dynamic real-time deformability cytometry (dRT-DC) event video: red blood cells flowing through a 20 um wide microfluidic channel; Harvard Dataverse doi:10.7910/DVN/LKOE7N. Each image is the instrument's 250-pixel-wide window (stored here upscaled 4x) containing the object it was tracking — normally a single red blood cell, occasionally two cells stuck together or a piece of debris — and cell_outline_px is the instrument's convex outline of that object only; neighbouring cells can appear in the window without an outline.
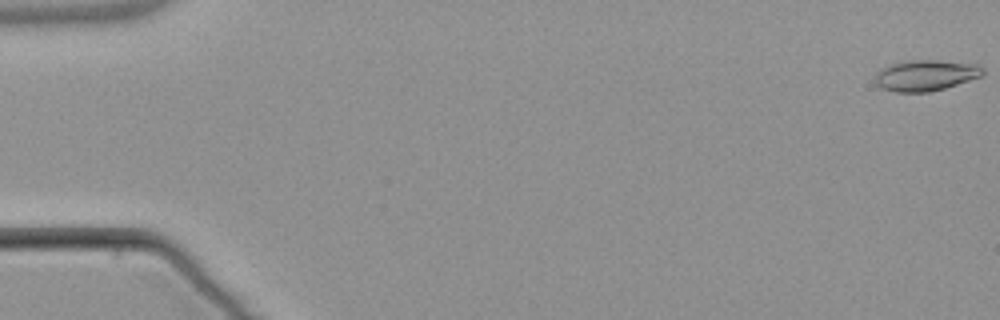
{"species": "common noctule bat (a hibernating species)", "species_latin": "Nyctalus noctula", "temperature_condition": "warm", "stored_images_in_passage": 5, "camera_frame_rate_fps": 3000, "um_per_image_px": 0.085, "animal": {"sex": "male", "body_mass_g": 21.5, "forearm_length_mm": 52.0}, "frame": {"image": 1, "passage_image": 1, "time_ms": 0.0, "image_size_px": [1000, 320], "cell_outline_px": [[984, 72], [980, 76], [944, 88], [928, 92], [896, 92], [880, 88], [876, 84], [876, 72], [880, 68], [892, 64], [908, 60], [936, 60], [976, 64], [984, 68]], "centroid_in_image_um": [78.64, 6.4], "position_along_channel_um": 6.4, "area_um2": 19.25}}
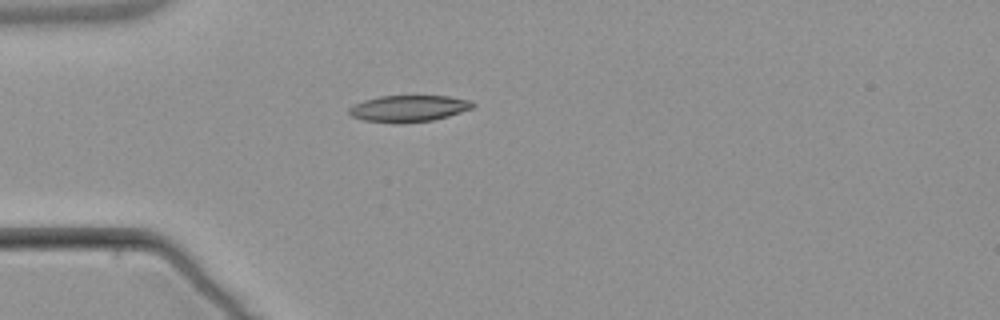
{"frame": {"image": 2, "passage_image": 5, "time_ms": 5.0, "image_size_px": [1000, 320], "cell_outline_px": [[476, 104], [472, 108], [448, 116], [432, 120], [364, 120], [352, 116], [348, 112], [348, 108], [364, 100], [380, 96], [448, 96], [472, 100]], "centroid_in_image_um": [34.8, 9.16], "position_along_channel_um": 50.2, "area_um2": 18.15}}